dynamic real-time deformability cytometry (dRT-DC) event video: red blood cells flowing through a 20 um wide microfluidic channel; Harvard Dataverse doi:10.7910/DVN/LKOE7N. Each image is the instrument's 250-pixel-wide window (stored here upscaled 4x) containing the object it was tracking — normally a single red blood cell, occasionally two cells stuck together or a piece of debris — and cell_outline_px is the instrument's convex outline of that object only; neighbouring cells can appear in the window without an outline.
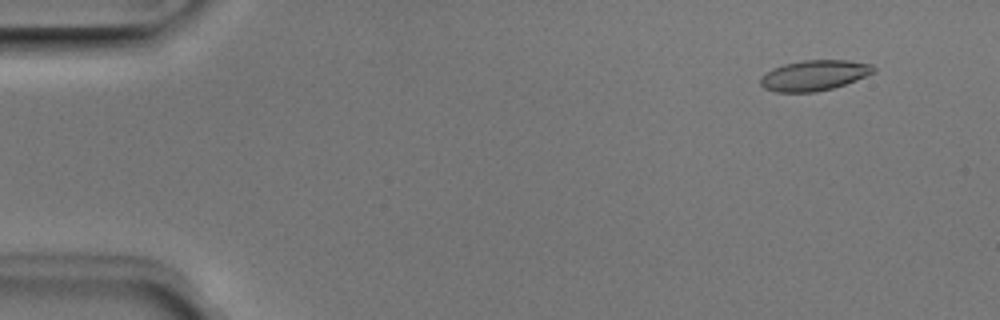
{"species": "Egyptian fruit bat (a non-hibernating species)", "species_latin": "Rousettus aegyptiacus", "temperature_condition": "room temperature", "stored_images_in_passage": 52, "camera_frame_rate_fps": 3000, "um_per_image_px": 0.085, "animal": {"sex": "male"}, "frame": {"image": 1, "passage_image": 5, "time_ms": 1.333, "image_size_px": [1000, 320], "cell_outline_px": [[876, 72], [856, 80], [832, 88], [816, 92], [776, 92], [764, 88], [760, 84], [760, 76], [772, 68], [784, 64], [804, 60], [848, 60], [872, 64], [876, 68]], "centroid_in_image_um": [69.2, 6.4], "position_along_channel_um": 15.8, "area_um2": 20.17}}
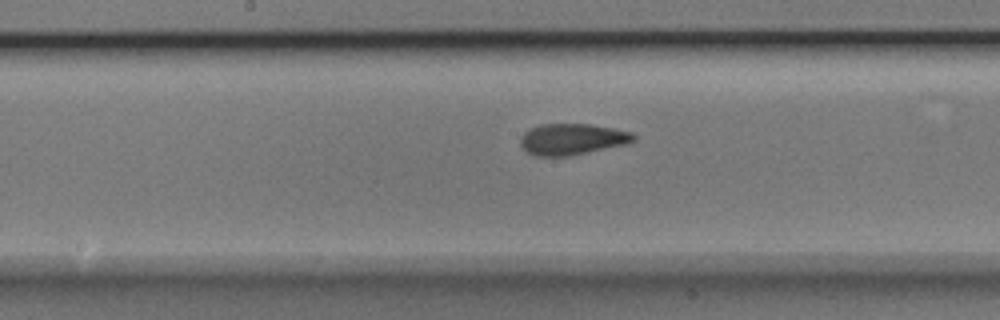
{"frame": {"image": 2, "passage_image": 27, "time_ms": 8.667, "image_size_px": [1000, 320], "cell_outline_px": [[636, 140], [628, 144], [568, 156], [536, 156], [528, 152], [520, 144], [520, 136], [528, 128], [540, 124], [588, 124], [612, 128], [632, 132], [636, 136]], "centroid_in_image_um": [48.63, 11.83], "position_along_channel_um": 199.6, "area_um2": 20.69}}
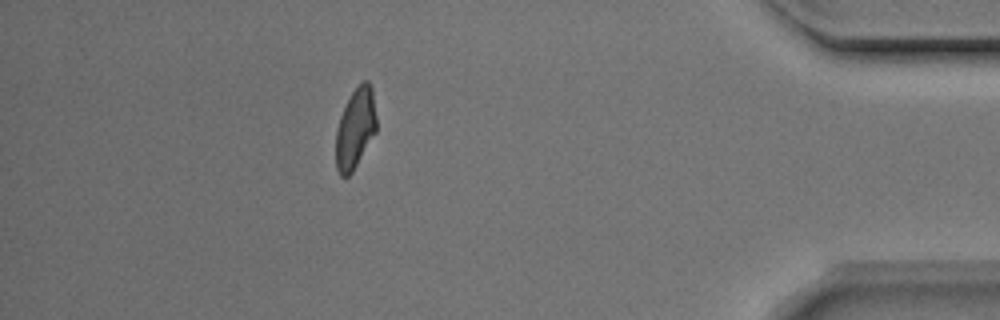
{"frame": {"image": 3, "passage_image": 46, "time_ms": 15.0, "image_size_px": [1000, 320], "cell_outline_px": [[376, 132], [352, 172], [348, 176], [340, 176], [336, 168], [336, 128], [340, 116], [352, 92], [364, 80], [368, 80], [372, 88], [376, 116]], "centroid_in_image_um": [30.2, 10.92], "position_along_channel_um": 405.0, "area_um2": 18.84}, "authors_computed_cell_mechanics": {"area_um2": 19.9699, "velocity_mm_per_s": 3.9735, "shape_relaxation_time_tau1_ms": 3.656, "shape_relaxation_time_tau2_ms": 1.3088, "deformation_change_tau1": 0.1718, "deformation_change_tau2": 0.0851}}